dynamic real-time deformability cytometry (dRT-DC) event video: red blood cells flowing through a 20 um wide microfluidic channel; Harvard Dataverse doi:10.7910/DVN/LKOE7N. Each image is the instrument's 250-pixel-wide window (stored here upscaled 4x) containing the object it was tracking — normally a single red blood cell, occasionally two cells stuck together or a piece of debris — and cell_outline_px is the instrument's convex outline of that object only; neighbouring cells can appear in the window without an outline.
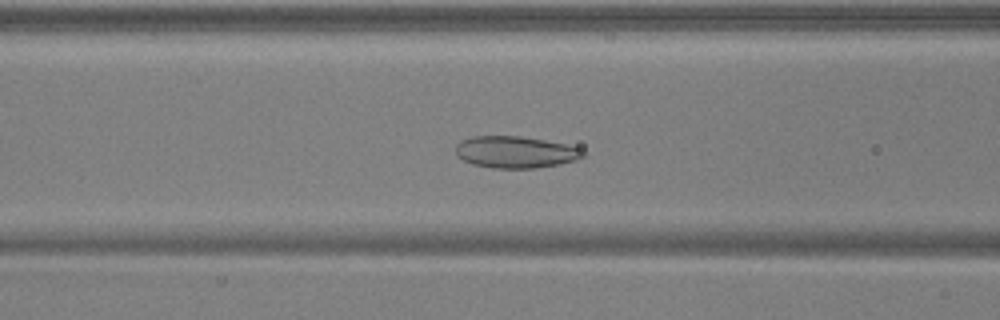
{"species": "common noctule bat (a hibernating species)", "species_latin": "Nyctalus noctula", "temperature_condition": "warm", "stored_images_in_passage": 52, "camera_frame_rate_fps": 3000, "um_per_image_px": 0.085, "animal": {"sex": "male", "body_mass_g": 17.9, "forearm_length_mm": 54.2}, "frame": {"image": 1, "passage_image": 22, "time_ms": 7.0, "image_size_px": [1000, 320], "cell_outline_px": [[584, 156], [576, 160], [560, 164], [532, 168], [492, 168], [472, 164], [456, 156], [456, 144], [460, 140], [472, 136], [520, 136], [544, 140], [564, 144], [580, 148], [584, 152]], "centroid_in_image_um": [43.78, 12.92], "position_along_channel_um": 122.8, "area_um2": 23.58}}
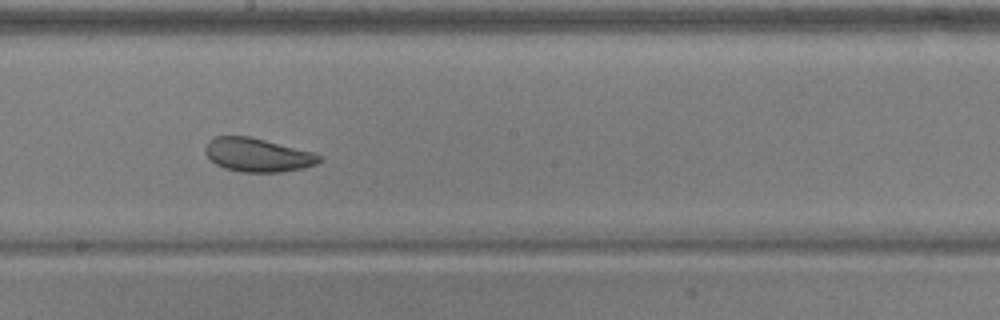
{"frame": {"image": 2, "passage_image": 30, "time_ms": 9.667, "image_size_px": [1000, 320], "cell_outline_px": [[320, 160], [316, 164], [304, 168], [280, 172], [240, 172], [224, 168], [216, 164], [204, 152], [204, 148], [208, 140], [216, 136], [248, 136], [312, 152], [320, 156]], "centroid_in_image_um": [21.85, 13.18], "position_along_channel_um": 226.4, "area_um2": 22.14}}
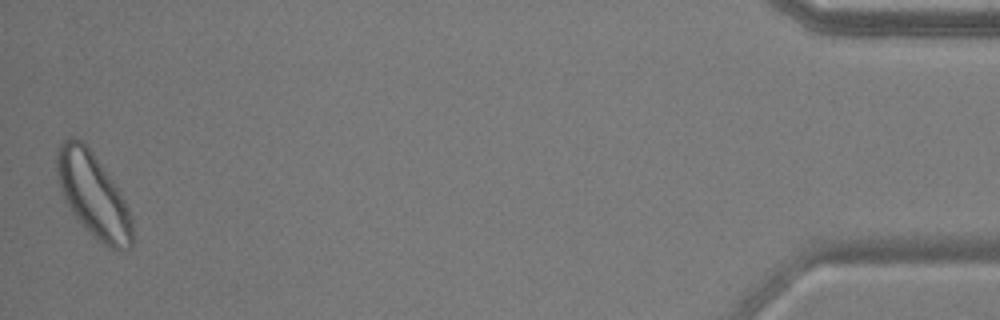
{"frame": {"image": 3, "passage_image": 52, "time_ms": 17.0, "image_size_px": [1000, 320], "cell_outline_px": [[132, 248], [120, 252], [116, 252], [108, 248], [96, 240], [76, 220], [64, 196], [56, 172], [56, 148], [64, 140], [72, 136], [80, 140], [92, 152], [120, 192], [128, 208], [132, 220]], "centroid_in_image_um": [7.93, 16.65], "position_along_channel_um": 427.3, "area_um2": 36.99}, "authors_computed_cell_mechanics": {"area_um2": 28.0908, "velocity_mm_per_s": 3.8867, "shape_relaxation_time_tau1_ms": 7.5122, "shape_relaxation_time_tau2_ms": 3.4194, "deformation_change_tau1": 0.1274, "deformation_change_tau2": 0.0817}}